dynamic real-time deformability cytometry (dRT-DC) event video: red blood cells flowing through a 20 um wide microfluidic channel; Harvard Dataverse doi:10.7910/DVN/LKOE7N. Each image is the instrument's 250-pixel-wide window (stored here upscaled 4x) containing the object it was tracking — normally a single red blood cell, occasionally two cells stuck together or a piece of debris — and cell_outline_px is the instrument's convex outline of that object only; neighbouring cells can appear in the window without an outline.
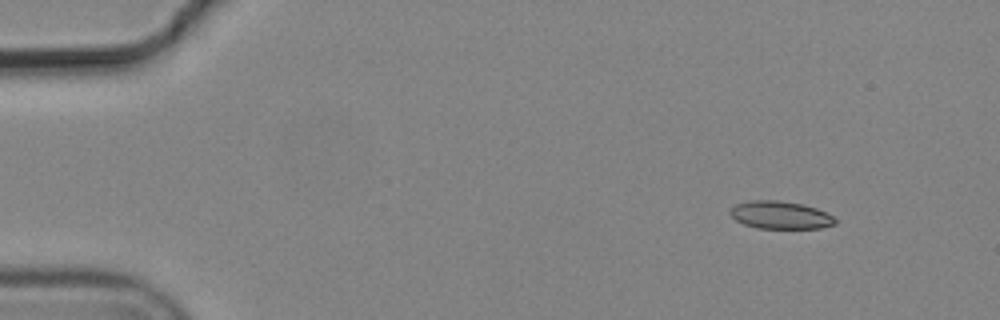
{"species": "common noctule bat (a hibernating species)", "species_latin": "Nyctalus noctula", "temperature_condition": "cold", "stored_images_in_passage": 4, "camera_frame_rate_fps": 3000, "um_per_image_px": 0.085, "animal": {"sex": "male", "body_mass_g": 19.2, "forearm_length_mm": 51.8}, "frame": {"image": 1, "passage_image": 2, "time_ms": 0.333, "image_size_px": [1000, 320], "cell_outline_px": [[836, 224], [820, 228], [756, 228], [744, 224], [736, 220], [728, 212], [736, 204], [748, 200], [780, 200], [804, 204], [828, 212], [836, 220]], "centroid_in_image_um": [66.34, 18.27], "position_along_channel_um": 18.7, "area_um2": 17.11}}